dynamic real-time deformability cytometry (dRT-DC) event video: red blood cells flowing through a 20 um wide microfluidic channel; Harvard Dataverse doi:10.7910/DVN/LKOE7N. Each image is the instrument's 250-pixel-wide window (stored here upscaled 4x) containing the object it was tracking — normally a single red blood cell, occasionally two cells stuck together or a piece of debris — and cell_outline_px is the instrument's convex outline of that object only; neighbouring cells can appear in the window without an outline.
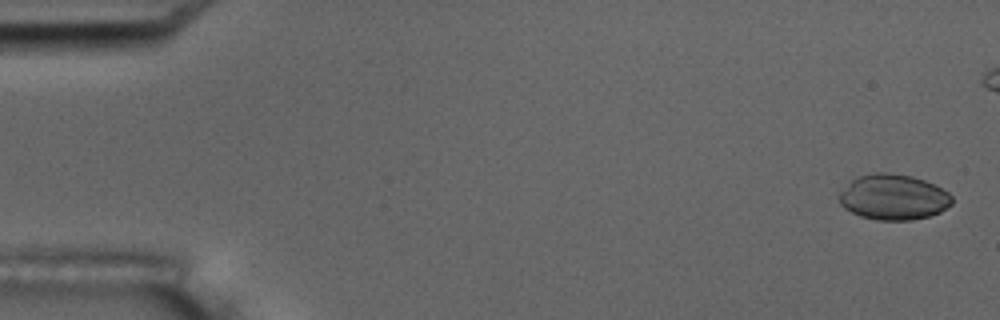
{"species": "common noctule bat (a hibernating species)", "species_latin": "Nyctalus noctula", "temperature_condition": "room temperature", "stored_images_in_passage": 9, "camera_frame_rate_fps": 3000, "um_per_image_px": 0.085, "animal": {"sex": "male", "body_mass_g": 17.5, "forearm_length_mm": 52.3}, "frame": {"image": 1, "passage_image": 1, "time_ms": 0.0, "image_size_px": [1000, 320], "cell_outline_px": [[952, 204], [940, 212], [928, 216], [912, 220], [876, 220], [860, 216], [844, 208], [840, 204], [840, 192], [856, 176], [876, 172], [888, 172], [912, 176], [924, 180], [948, 192], [952, 196]], "centroid_in_image_um": [75.93, 16.75], "position_along_channel_um": 9.1, "area_um2": 29.88}}
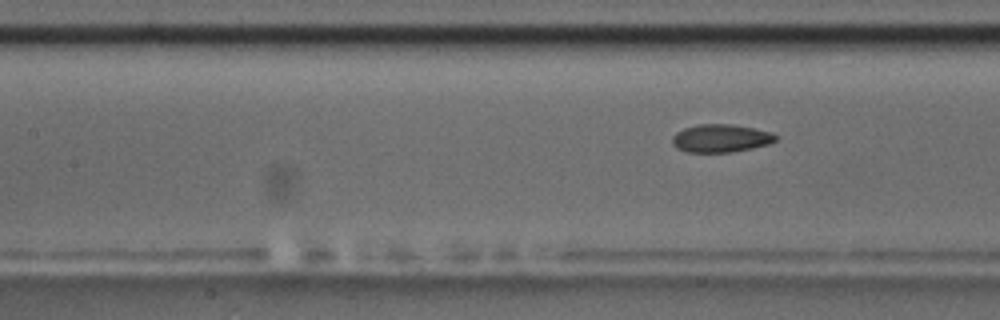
{"frame": {"image": 2, "passage_image": 9, "time_ms": 10.0, "image_size_px": [1000, 320], "cell_outline_px": [[776, 140], [768, 144], [752, 148], [732, 152], [688, 152], [676, 148], [672, 144], [672, 136], [676, 132], [684, 128], [696, 124], [732, 124], [772, 132], [776, 136]], "centroid_in_image_um": [61.23, 11.75], "position_along_channel_um": 146.2, "area_um2": 16.88}}